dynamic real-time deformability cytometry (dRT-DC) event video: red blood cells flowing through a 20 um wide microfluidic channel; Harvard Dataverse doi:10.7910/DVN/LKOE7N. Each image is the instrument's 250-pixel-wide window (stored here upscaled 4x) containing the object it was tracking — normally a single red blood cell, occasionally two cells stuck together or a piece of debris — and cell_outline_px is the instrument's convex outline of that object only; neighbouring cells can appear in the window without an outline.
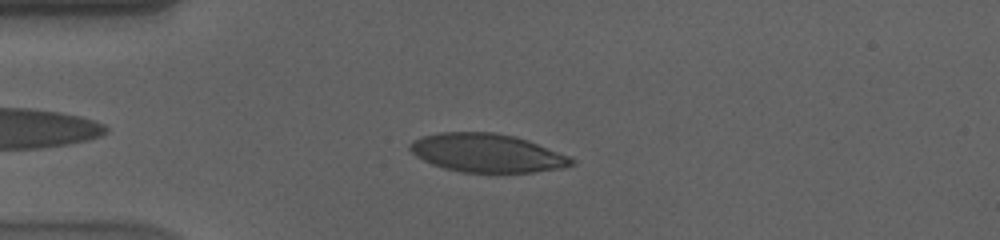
{"species": "human", "species_latin": "Homo sapiens", "temperature_condition": "cold", "stored_images_in_passage": 48, "camera_frame_rate_fps": 3000, "um_per_image_px": 0.085, "donor": {"sex": "male"}, "frame": {"image": 1, "passage_image": 6, "time_ms": 1.667, "image_size_px": [1000, 240], "cell_outline_px": [[576, 164], [564, 168], [532, 172], [460, 172], [444, 168], [432, 164], [416, 156], [408, 148], [408, 144], [412, 140], [424, 136], [440, 132], [496, 132], [516, 136], [528, 140], [572, 156], [576, 160]], "centroid_in_image_um": [41.44, 13.0], "position_along_channel_um": 43.6, "area_um2": 36.59}}
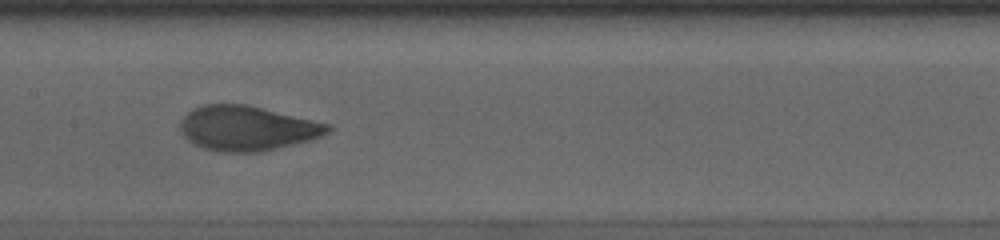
{"frame": {"image": 2, "passage_image": 20, "time_ms": 6.333, "image_size_px": [1000, 240], "cell_outline_px": [[332, 128], [328, 132], [312, 140], [260, 152], [220, 152], [204, 148], [188, 140], [180, 132], [180, 120], [192, 108], [204, 104], [248, 104], [332, 124]], "centroid_in_image_um": [21.02, 10.89], "position_along_channel_um": 186.4, "area_um2": 38.78}}
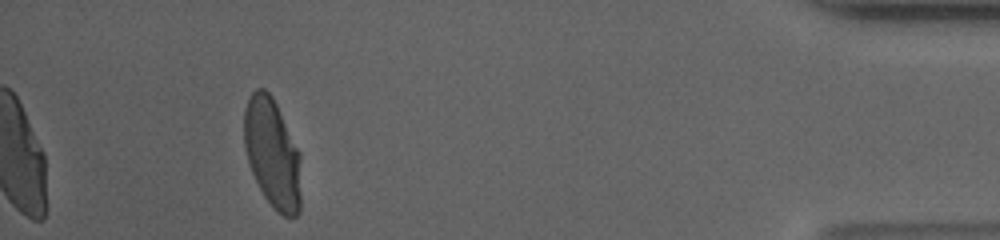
{"frame": {"image": 3, "passage_image": 44, "time_ms": 14.333, "image_size_px": [1000, 240], "cell_outline_px": [[300, 212], [296, 216], [284, 216], [264, 196], [248, 164], [244, 148], [244, 108], [252, 92], [256, 88], [264, 88], [272, 96], [300, 152]], "centroid_in_image_um": [23.14, 13.0], "position_along_channel_um": 412.1, "area_um2": 36.13}, "authors_computed_cell_mechanics": {"area_um2": 37.859, "velocity_mm_per_s": 3.5691, "shape_relaxation_time_tau1_ms": 5.5556, "shape_relaxation_time_tau2_ms": null, "deformation_change_tau1": 0.2119, "deformation_change_tau2": null}}